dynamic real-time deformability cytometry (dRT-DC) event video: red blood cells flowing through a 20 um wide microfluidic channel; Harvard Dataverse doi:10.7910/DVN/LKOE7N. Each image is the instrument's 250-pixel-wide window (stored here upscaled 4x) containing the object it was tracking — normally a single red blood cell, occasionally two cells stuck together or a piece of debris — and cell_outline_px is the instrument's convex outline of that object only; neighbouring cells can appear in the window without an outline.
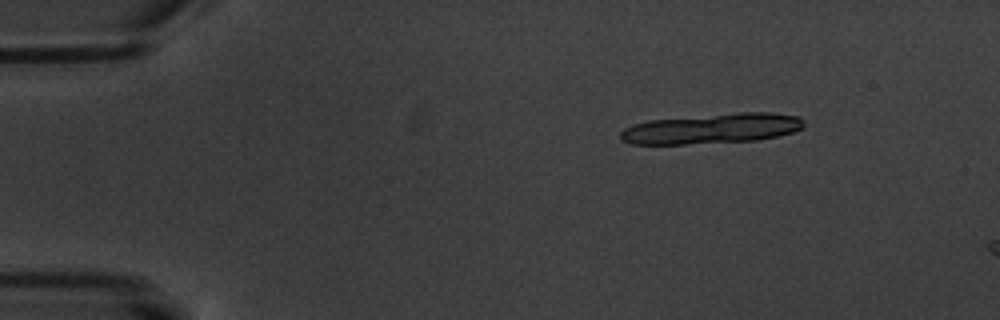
{"species": "common noctule bat (a hibernating species)", "species_latin": "Nyctalus noctula", "temperature_condition": "warm", "stored_images_in_passage": 3, "camera_frame_rate_fps": 3000, "um_per_image_px": 0.085, "animal": {"sex": "male", "body_mass_g": 20.1, "forearm_length_mm": 53.5}, "frame": {"image": 1, "passage_image": 1, "time_ms": 0.0, "image_size_px": [1000, 320], "cell_outline_px": [[804, 128], [780, 136], [756, 140], [684, 144], [632, 144], [620, 140], [620, 132], [624, 128], [632, 124], [648, 120], [744, 112], [768, 112], [800, 116], [804, 120]], "centroid_in_image_um": [60.52, 10.93], "position_along_channel_um": 24.5, "area_um2": 32.31}}